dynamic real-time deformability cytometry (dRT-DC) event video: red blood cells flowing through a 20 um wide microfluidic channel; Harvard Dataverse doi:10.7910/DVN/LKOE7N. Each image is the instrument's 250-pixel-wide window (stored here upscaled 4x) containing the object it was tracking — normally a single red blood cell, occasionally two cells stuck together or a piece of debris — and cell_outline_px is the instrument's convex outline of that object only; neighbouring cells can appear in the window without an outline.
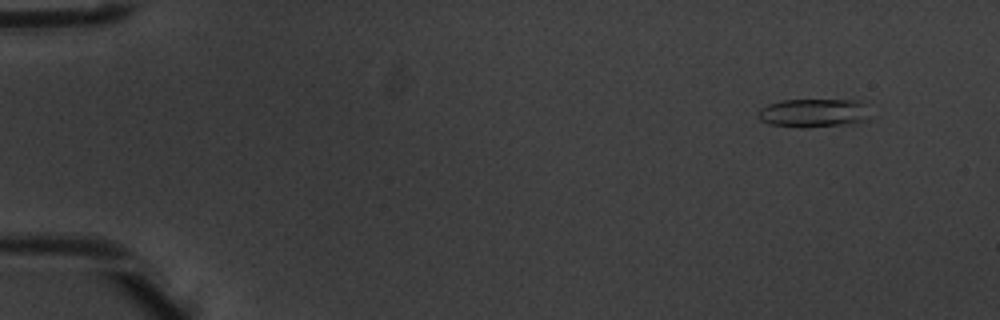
{"species": "common noctule bat (a hibernating species)", "species_latin": "Nyctalus noctula", "temperature_condition": "warm", "stored_images_in_passage": 6, "camera_frame_rate_fps": 3000, "um_per_image_px": 0.085, "animal": {"sex": "male", "body_mass_g": 20.1, "forearm_length_mm": 53.5}, "frame": {"image": 1, "passage_image": 2, "time_ms": 0.333, "image_size_px": [1000, 320], "cell_outline_px": [[864, 120], [852, 124], [808, 128], [800, 128], [768, 124], [760, 120], [756, 116], [756, 112], [760, 108], [768, 104], [780, 100], [864, 100]], "centroid_in_image_um": [69.03, 9.61], "position_along_channel_um": 16.0, "area_um2": 18.79}}